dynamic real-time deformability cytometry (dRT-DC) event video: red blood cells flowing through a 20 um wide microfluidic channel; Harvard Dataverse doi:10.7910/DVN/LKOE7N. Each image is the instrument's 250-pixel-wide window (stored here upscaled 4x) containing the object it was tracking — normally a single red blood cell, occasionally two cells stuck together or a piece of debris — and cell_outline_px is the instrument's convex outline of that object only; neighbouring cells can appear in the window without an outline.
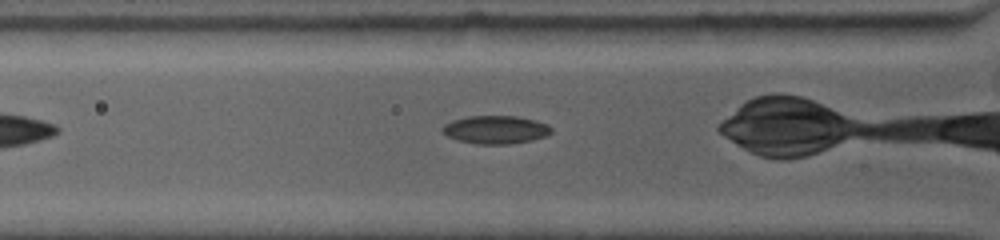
{"species": "common noctule bat (a hibernating species)", "species_latin": "Nyctalus noctula", "temperature_condition": "warm", "stored_images_in_passage": 11, "camera_frame_rate_fps": 4500, "um_per_image_px": 0.085, "animal": {"sex": "female", "body_mass_g": 19.0, "forearm_length_mm": 53.3}, "frame": {"image": 1, "passage_image": 2, "time_ms": 0.444, "image_size_px": [1000, 240], "cell_outline_px": [[552, 132], [548, 136], [532, 140], [508, 144], [476, 144], [456, 140], [440, 132], [440, 128], [444, 124], [452, 120], [468, 116], [516, 116], [536, 120], [548, 124], [552, 128]], "centroid_in_image_um": [42.12, 11.02], "position_along_channel_um": 83.7, "area_um2": 18.15}}
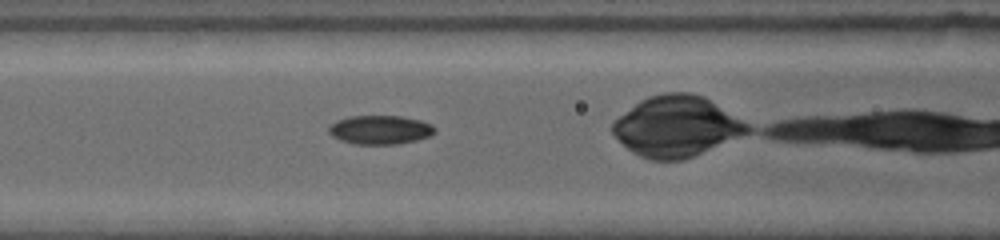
{"frame": {"image": 2, "passage_image": 5, "time_ms": 1.778, "image_size_px": [1000, 240], "cell_outline_px": [[436, 132], [432, 136], [400, 144], [352, 144], [340, 140], [332, 136], [328, 132], [328, 128], [336, 120], [348, 116], [400, 116], [420, 120], [432, 124], [436, 128]], "centroid_in_image_um": [32.33, 11.04], "position_along_channel_um": 134.3, "area_um2": 18.09}}